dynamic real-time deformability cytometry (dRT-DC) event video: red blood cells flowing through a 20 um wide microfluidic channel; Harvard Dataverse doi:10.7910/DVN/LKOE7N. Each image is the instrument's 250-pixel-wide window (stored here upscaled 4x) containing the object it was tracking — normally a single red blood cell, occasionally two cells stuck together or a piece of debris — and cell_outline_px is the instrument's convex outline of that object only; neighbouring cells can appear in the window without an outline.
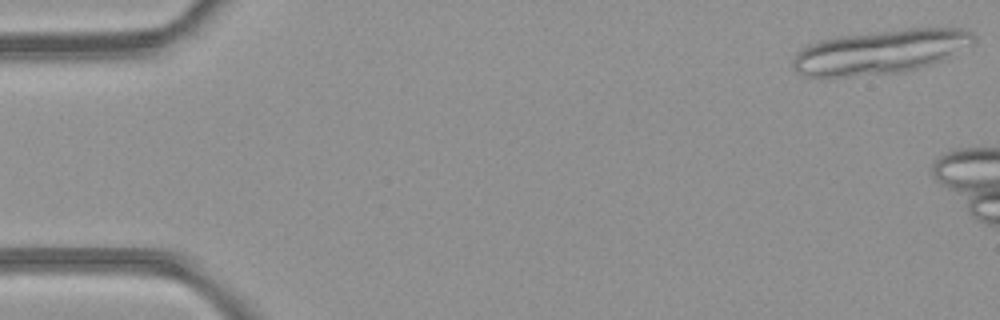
{"species": "common noctule bat (a hibernating species)", "species_latin": "Nyctalus noctula", "temperature_condition": "room temperature", "stored_images_in_passage": 19, "camera_frame_rate_fps": 3000, "um_per_image_px": 0.085, "animal": {"sex": "female", "body_mass_g": 21.9}, "frame": {"image": 1, "passage_image": 1, "time_ms": 0.0, "image_size_px": [1000, 320], "cell_outline_px": [[976, 40], [972, 44], [932, 64], [916, 68], [896, 72], [840, 76], [804, 76], [796, 72], [792, 64], [792, 60], [808, 44], [840, 36], [908, 28], [964, 28], [972, 32]], "centroid_in_image_um": [74.85, 4.38], "position_along_channel_um": 10.1, "area_um2": 45.43}}